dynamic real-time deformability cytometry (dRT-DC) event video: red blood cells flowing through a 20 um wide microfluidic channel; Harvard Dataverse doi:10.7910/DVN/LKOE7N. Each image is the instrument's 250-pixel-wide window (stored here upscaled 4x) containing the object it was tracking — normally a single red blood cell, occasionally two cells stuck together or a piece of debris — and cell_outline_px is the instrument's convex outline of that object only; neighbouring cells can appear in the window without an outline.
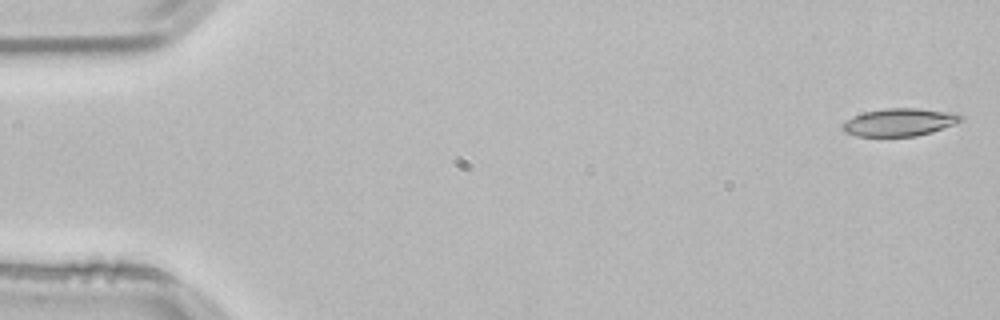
{"species": "common noctule bat (a hibernating species)", "species_latin": "Nyctalus noctula", "temperature_condition": "room temperature", "stored_images_in_passage": 11, "camera_frame_rate_fps": 3000, "um_per_image_px": 0.085, "animal": {"sex": "male", "body_mass_g": 21.5, "forearm_length_mm": 52.0}, "frame": {"image": 1, "passage_image": 1, "time_ms": 0.0, "image_size_px": [1000, 320], "cell_outline_px": [[964, 120], [956, 124], [932, 132], [916, 136], [856, 136], [844, 132], [840, 128], [840, 124], [852, 116], [864, 112], [884, 108], [916, 108], [960, 112], [964, 116]], "centroid_in_image_um": [76.49, 10.38], "position_along_channel_um": 8.5, "area_um2": 19.65}}